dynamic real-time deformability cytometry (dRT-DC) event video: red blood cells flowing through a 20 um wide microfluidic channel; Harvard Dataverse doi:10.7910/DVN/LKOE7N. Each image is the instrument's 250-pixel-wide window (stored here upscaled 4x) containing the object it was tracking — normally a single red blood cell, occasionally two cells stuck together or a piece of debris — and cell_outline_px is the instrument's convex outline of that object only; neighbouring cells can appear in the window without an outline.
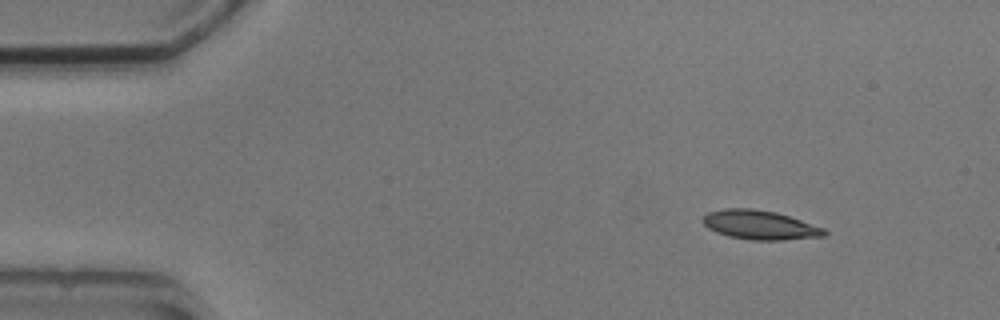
{"species": "common noctule bat (a hibernating species)", "species_latin": "Nyctalus noctula", "temperature_condition": "cold", "stored_images_in_passage": 5, "camera_frame_rate_fps": 3000, "um_per_image_px": 0.085, "animal": {"sex": "male", "body_mass_g": 20.5, "forearm_length_mm": 52.5}, "frame": {"image": 1, "passage_image": 1, "time_ms": 0.0, "image_size_px": [1000, 320], "cell_outline_px": [[828, 232], [824, 236], [784, 240], [752, 240], [728, 236], [716, 232], [708, 228], [704, 224], [704, 216], [708, 212], [724, 208], [752, 208], [776, 212], [824, 228]], "centroid_in_image_um": [64.58, 19.12], "position_along_channel_um": 20.4, "area_um2": 20.52}}
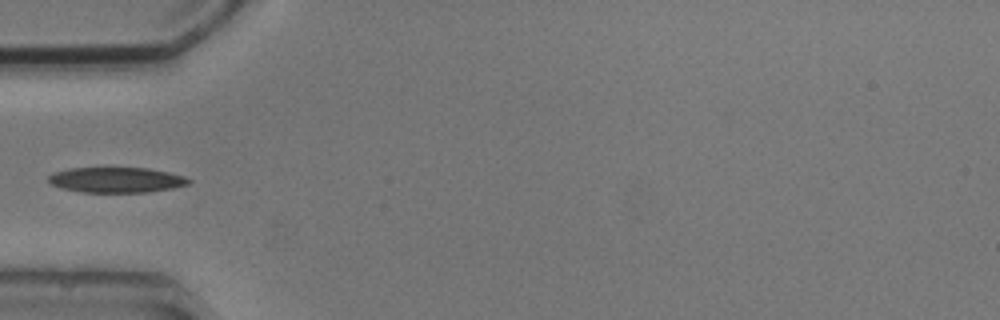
{"frame": {"image": 2, "passage_image": 4, "time_ms": 3.667, "image_size_px": [1000, 320], "cell_outline_px": [[192, 180], [188, 184], [172, 188], [148, 192], [80, 192], [60, 188], [52, 184], [48, 180], [48, 176], [56, 172], [68, 168], [148, 168], [168, 172], [184, 176]], "centroid_in_image_um": [9.89, 15.29], "position_along_channel_um": 75.1, "area_um2": 20.63}}